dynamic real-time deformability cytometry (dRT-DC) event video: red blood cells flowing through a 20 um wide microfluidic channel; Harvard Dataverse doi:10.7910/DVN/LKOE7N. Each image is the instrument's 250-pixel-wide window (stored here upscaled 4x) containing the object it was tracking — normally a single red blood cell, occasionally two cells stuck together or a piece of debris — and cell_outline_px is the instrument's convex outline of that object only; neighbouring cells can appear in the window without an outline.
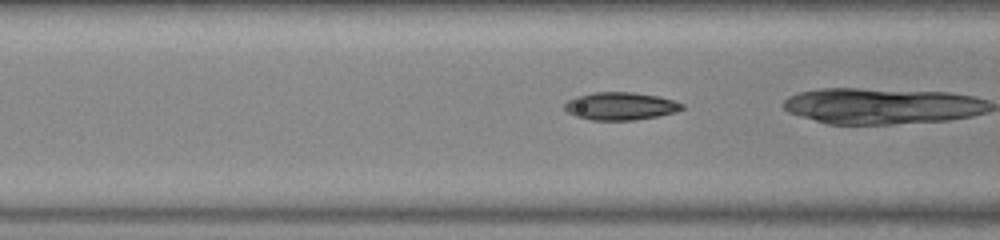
{"species": "common noctule bat (a hibernating species)", "species_latin": "Nyctalus noctula", "temperature_condition": "warm", "stored_images_in_passage": 19, "camera_frame_rate_fps": 3000, "um_per_image_px": 0.085, "animal": {"sex": "female", "body_mass_g": 23.0, "forearm_length_mm": 53.4}, "frame": {"image": 1, "passage_image": 17, "time_ms": 5.333, "image_size_px": [1000, 240], "cell_outline_px": [[684, 108], [676, 112], [656, 116], [632, 120], [592, 120], [576, 116], [568, 112], [564, 108], [564, 104], [568, 100], [576, 96], [592, 92], [632, 92], [660, 96], [684, 104]], "centroid_in_image_um": [52.73, 9.01], "position_along_channel_um": 113.9, "area_um2": 18.96}}